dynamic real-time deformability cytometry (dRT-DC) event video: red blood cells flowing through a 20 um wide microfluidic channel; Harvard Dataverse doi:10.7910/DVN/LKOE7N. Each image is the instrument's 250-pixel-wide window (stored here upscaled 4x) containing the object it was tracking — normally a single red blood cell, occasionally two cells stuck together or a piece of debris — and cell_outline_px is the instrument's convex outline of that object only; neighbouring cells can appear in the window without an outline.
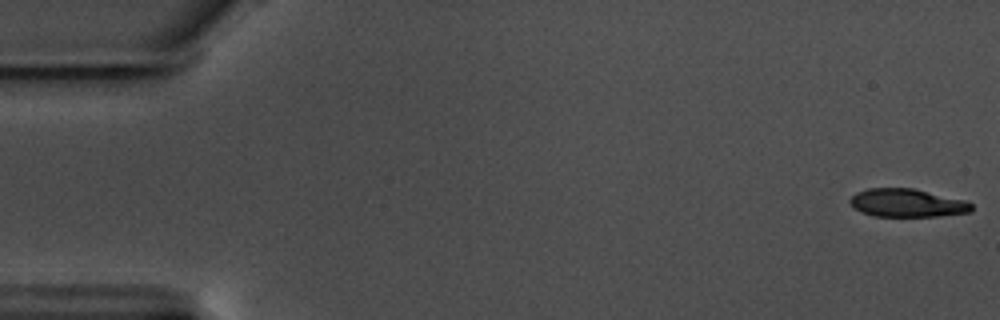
{"species": "common noctule bat (a hibernating species)", "species_latin": "Nyctalus noctula", "temperature_condition": "warm", "stored_images_in_passage": 15, "camera_frame_rate_fps": 3000, "um_per_image_px": 0.085, "animal": {"sex": "male", "body_mass_g": 17.5, "forearm_length_mm": 52.3}, "frame": {"image": 1, "passage_image": 1, "time_ms": 0.0, "image_size_px": [1000, 320], "cell_outline_px": [[972, 212], [936, 216], [872, 216], [856, 208], [848, 200], [856, 192], [868, 188], [912, 188], [964, 200], [972, 204]], "centroid_in_image_um": [77.1, 17.25], "position_along_channel_um": 7.9, "area_um2": 19.71}}